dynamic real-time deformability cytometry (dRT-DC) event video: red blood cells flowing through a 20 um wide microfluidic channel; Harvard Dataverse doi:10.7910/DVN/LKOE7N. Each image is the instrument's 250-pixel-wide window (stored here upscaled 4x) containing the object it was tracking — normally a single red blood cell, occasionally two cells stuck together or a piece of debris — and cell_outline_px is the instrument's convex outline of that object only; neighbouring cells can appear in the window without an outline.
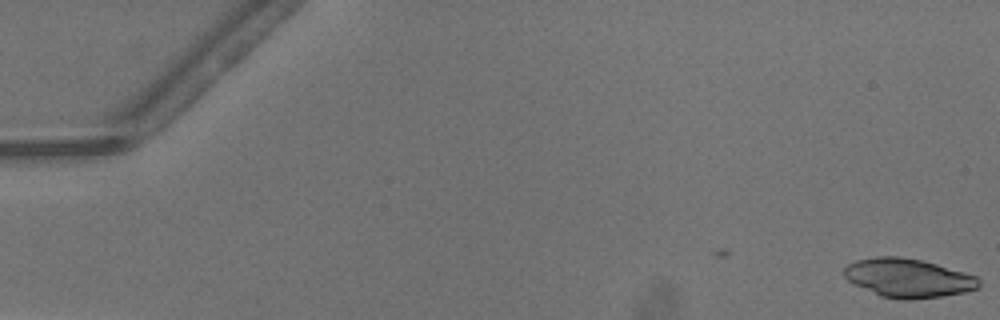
{"species": "common noctule bat (a hibernating species)", "species_latin": "Nyctalus noctula", "temperature_condition": "warm", "stored_images_in_passage": 10, "camera_frame_rate_fps": 3000, "um_per_image_px": 0.085, "animal": {"sex": "male", "body_mass_g": 13.3}, "frame": {"image": 1, "passage_image": 10, "time_ms": 3.0, "image_size_px": [1000, 320], "cell_outline_px": [[980, 288], [964, 292], [944, 296], [912, 300], [900, 300], [880, 296], [852, 284], [844, 276], [844, 268], [848, 264], [856, 260], [876, 256], [900, 256], [920, 260], [936, 264], [964, 272], [976, 276], [980, 280]], "centroid_in_image_um": [77.18, 23.64], "position_along_channel_um": 7.8, "area_um2": 30.75}}